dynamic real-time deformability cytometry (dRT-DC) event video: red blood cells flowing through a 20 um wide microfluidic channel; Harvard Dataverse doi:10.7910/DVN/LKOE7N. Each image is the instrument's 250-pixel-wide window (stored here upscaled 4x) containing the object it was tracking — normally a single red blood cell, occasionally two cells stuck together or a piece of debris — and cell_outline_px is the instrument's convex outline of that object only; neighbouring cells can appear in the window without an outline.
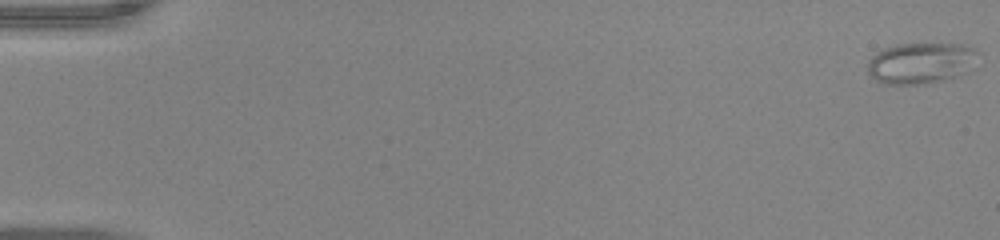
{"species": "common noctule bat (a hibernating species)", "species_latin": "Nyctalus noctula", "temperature_condition": "warm", "stored_images_in_passage": 42, "camera_frame_rate_fps": 3000, "um_per_image_px": 0.085, "animal": {"sex": "male", "body_mass_g": 20.0, "forearm_length_mm": 53.3}, "frame": {"image": 1, "passage_image": 1, "time_ms": 0.0, "image_size_px": [1000, 240], "cell_outline_px": [[980, 52], [976, 68], [952, 80], [924, 84], [880, 84], [868, 72], [868, 60], [876, 52], [884, 48], [896, 44], [964, 44], [976, 48]], "centroid_in_image_um": [78.38, 5.37], "position_along_channel_um": 6.6, "area_um2": 27.46}}
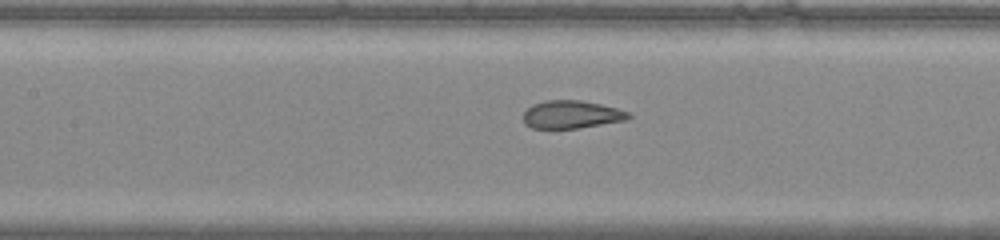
{"frame": {"image": 2, "passage_image": 26, "time_ms": 8.333, "image_size_px": [1000, 240], "cell_outline_px": [[632, 116], [624, 120], [576, 128], [532, 128], [524, 124], [524, 112], [532, 104], [544, 100], [580, 100], [600, 104], [616, 108], [628, 112]], "centroid_in_image_um": [48.53, 9.72], "position_along_channel_um": 158.9, "area_um2": 16.88}}
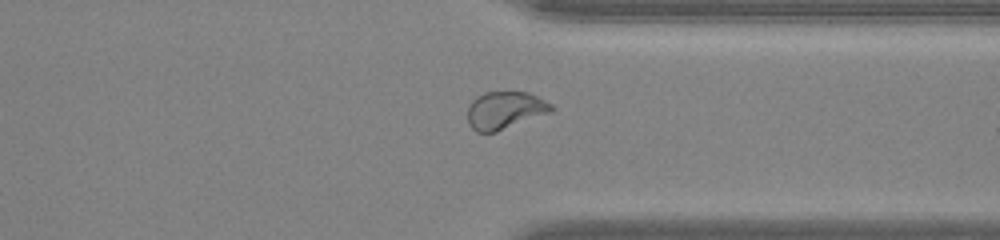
{"frame": {"image": 3, "passage_image": 42, "time_ms": 13.667, "image_size_px": [1000, 240], "cell_outline_px": [[556, 108], [552, 112], [496, 132], [476, 132], [468, 124], [468, 108], [472, 100], [476, 96], [484, 92], [528, 92], [552, 104]], "centroid_in_image_um": [42.93, 9.37], "position_along_channel_um": 368.5, "area_um2": 18.44}}